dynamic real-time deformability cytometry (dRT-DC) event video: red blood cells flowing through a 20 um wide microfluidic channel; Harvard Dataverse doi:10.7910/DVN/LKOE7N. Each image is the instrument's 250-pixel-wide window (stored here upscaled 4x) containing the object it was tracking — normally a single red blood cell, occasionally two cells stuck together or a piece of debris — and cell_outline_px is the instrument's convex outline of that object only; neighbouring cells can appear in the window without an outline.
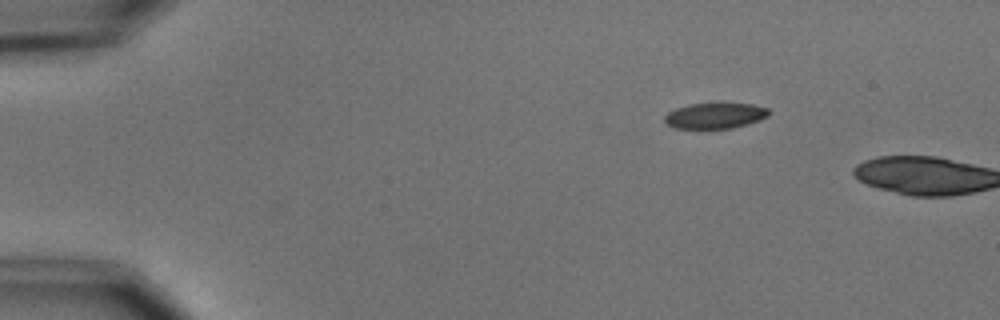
{"species": "common noctule bat (a hibernating species)", "species_latin": "Nyctalus noctula", "temperature_condition": "cold", "stored_images_in_passage": 2, "camera_frame_rate_fps": 3000, "um_per_image_px": 0.085, "animal": {"sex": "male", "body_mass_g": 15.6}, "frame": {"image": 1, "passage_image": 1, "time_ms": 0.0, "image_size_px": [1000, 320], "cell_outline_px": [[768, 116], [760, 120], [748, 124], [732, 128], [676, 128], [668, 124], [664, 120], [664, 116], [668, 112], [676, 108], [688, 104], [720, 100], [752, 104], [768, 108]], "centroid_in_image_um": [60.8, 9.77], "position_along_channel_um": 24.2, "area_um2": 16.3}}